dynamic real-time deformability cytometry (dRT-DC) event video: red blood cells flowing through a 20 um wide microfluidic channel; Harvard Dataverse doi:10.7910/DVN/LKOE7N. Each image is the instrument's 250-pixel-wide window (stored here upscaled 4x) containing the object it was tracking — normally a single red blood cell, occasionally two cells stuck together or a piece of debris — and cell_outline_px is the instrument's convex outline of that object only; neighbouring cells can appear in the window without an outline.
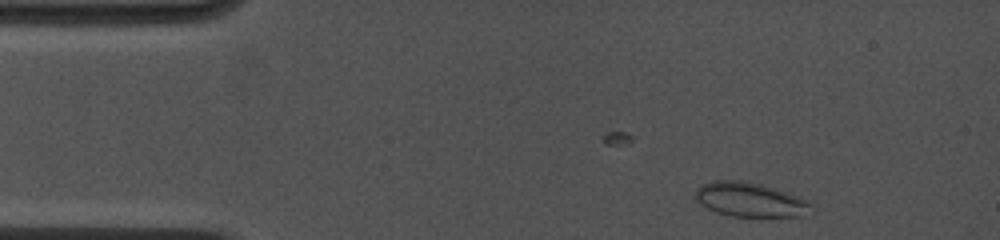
{"species": "common noctule bat (a hibernating species)", "species_latin": "Nyctalus noctula", "temperature_condition": "cold", "stored_images_in_passage": 53, "camera_frame_rate_fps": 4500, "um_per_image_px": 0.085, "animal": {"sex": "female", "body_mass_g": 19.0, "forearm_length_mm": 53.3}, "frame": {"image": 1, "passage_image": 1, "time_ms": 0.0, "image_size_px": [1000, 240], "cell_outline_px": [[812, 216], [732, 216], [716, 212], [700, 204], [696, 200], [696, 188], [700, 184], [716, 180], [744, 180], [760, 184], [808, 200], [812, 204]], "centroid_in_image_um": [63.77, 16.98], "position_along_channel_um": 21.2, "area_um2": 23.18}}
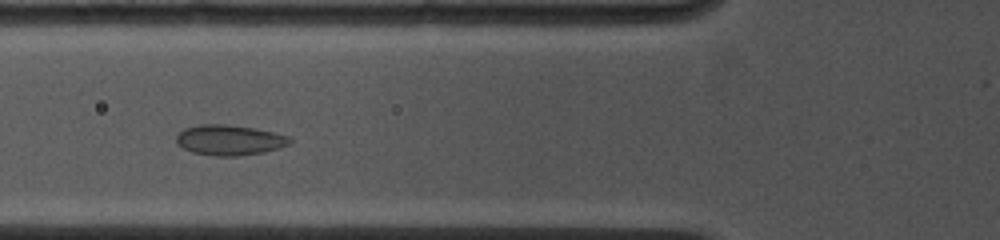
{"frame": {"image": 2, "passage_image": 23, "time_ms": 4.0, "image_size_px": [1000, 240], "cell_outline_px": [[292, 140], [288, 144], [264, 152], [240, 156], [212, 156], [192, 152], [176, 144], [176, 136], [184, 128], [200, 124], [228, 124], [252, 128], [272, 132], [288, 136]], "centroid_in_image_um": [19.45, 11.91], "position_along_channel_um": 106.3, "area_um2": 20.0}}
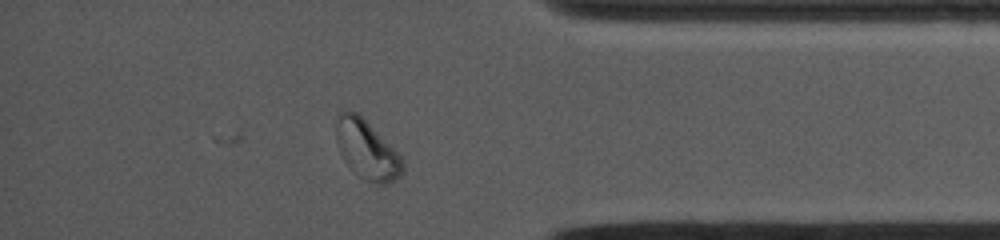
{"frame": {"image": 3, "passage_image": 53, "time_ms": 11.778, "image_size_px": [1000, 240], "cell_outline_px": [[404, 172], [400, 176], [388, 184], [376, 184], [364, 180], [340, 156], [336, 144], [336, 116], [340, 112], [356, 112], [404, 156]], "centroid_in_image_um": [31.22, 12.75], "position_along_channel_um": 404.0, "area_um2": 23.12}}